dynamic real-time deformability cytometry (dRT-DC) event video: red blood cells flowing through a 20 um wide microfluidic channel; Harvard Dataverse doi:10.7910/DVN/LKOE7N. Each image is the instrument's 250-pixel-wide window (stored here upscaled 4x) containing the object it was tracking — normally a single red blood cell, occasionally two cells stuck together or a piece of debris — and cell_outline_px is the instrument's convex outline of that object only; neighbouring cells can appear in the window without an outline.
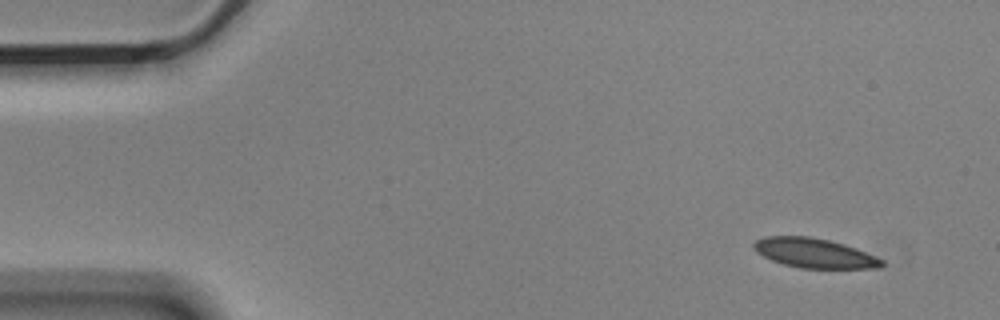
{"species": "Egyptian fruit bat (a non-hibernating species)", "species_latin": "Rousettus aegyptiacus", "temperature_condition": "cold", "stored_images_in_passage": 4, "camera_frame_rate_fps": 3000, "um_per_image_px": 0.085, "animal": {"sex": "male"}, "frame": {"image": 1, "passage_image": 1, "time_ms": 0.0, "image_size_px": [1000, 320], "cell_outline_px": [[884, 264], [880, 268], [800, 268], [784, 264], [772, 260], [756, 252], [752, 248], [752, 244], [756, 240], [764, 236], [808, 236], [828, 240], [844, 244], [856, 248], [884, 260]], "centroid_in_image_um": [69.2, 21.51], "position_along_channel_um": 15.8, "area_um2": 22.02}}
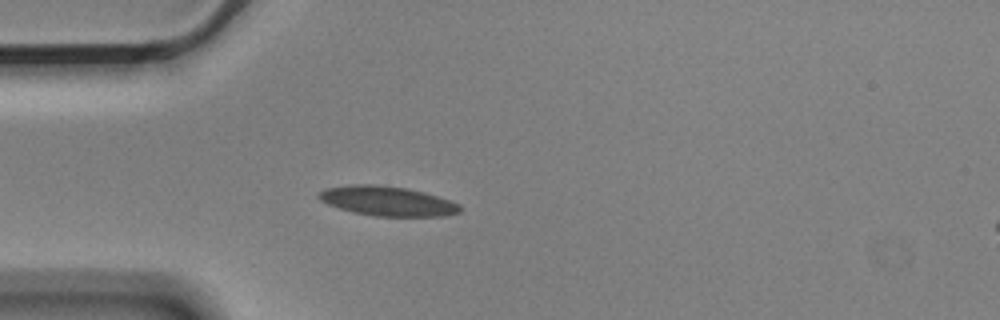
{"frame": {"image": 2, "passage_image": 4, "time_ms": 1.0, "image_size_px": [1000, 320], "cell_outline_px": [[460, 212], [444, 216], [376, 216], [352, 212], [328, 204], [320, 200], [316, 196], [324, 188], [352, 184], [380, 184], [404, 188], [424, 192], [460, 204]], "centroid_in_image_um": [32.89, 17.08], "position_along_channel_um": 52.1, "area_um2": 24.28}}